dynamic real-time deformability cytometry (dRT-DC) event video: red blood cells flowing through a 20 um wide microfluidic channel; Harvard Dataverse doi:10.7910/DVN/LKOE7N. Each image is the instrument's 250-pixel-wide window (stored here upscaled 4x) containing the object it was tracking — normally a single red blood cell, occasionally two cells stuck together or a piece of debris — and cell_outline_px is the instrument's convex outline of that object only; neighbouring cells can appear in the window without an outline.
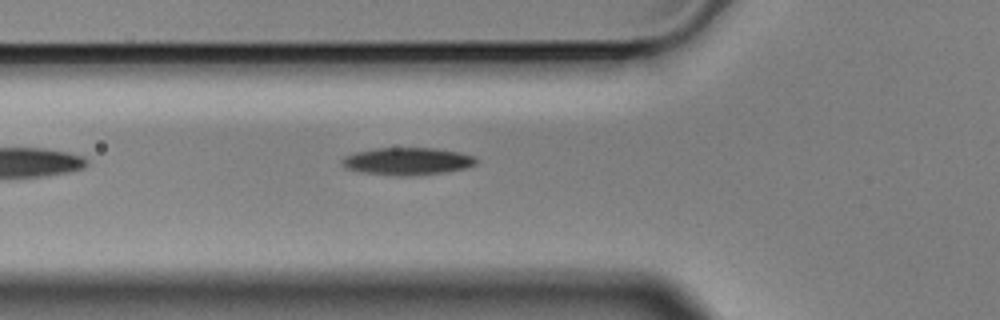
{"species": "Egyptian fruit bat (a non-hibernating species)", "species_latin": "Rousettus aegyptiacus", "temperature_condition": "cold", "stored_images_in_passage": 3, "camera_frame_rate_fps": 3000, "um_per_image_px": 0.085, "animal": {"sex": "male"}, "frame": {"image": 1, "passage_image": 3, "time_ms": 0.667, "image_size_px": [1000, 320], "cell_outline_px": [[476, 164], [464, 168], [444, 172], [408, 176], [396, 176], [360, 172], [344, 168], [340, 164], [340, 160], [344, 156], [356, 152], [376, 148], [436, 148], [460, 152], [472, 156], [476, 160]], "centroid_in_image_um": [34.55, 13.71], "position_along_channel_um": 91.2, "area_um2": 21.5}}